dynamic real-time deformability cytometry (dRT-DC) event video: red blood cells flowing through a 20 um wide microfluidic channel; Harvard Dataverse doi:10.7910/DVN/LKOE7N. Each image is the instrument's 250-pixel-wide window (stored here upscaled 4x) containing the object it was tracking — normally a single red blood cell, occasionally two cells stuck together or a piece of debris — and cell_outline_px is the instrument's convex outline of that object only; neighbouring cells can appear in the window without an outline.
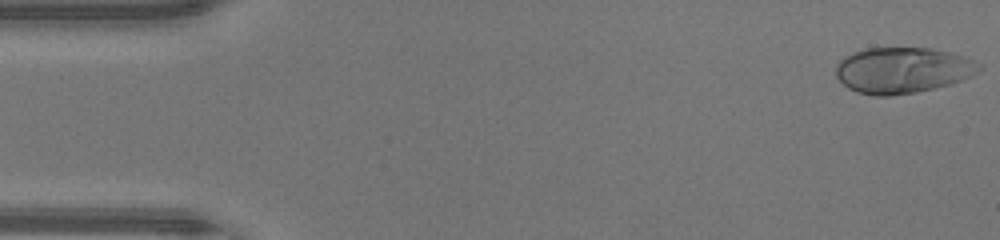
{"species": "human", "species_latin": "Homo sapiens", "temperature_condition": "warm", "stored_images_in_passage": 45, "camera_frame_rate_fps": 3000, "um_per_image_px": 0.085, "donor": {"sex": "male"}, "frame": {"image": 1, "passage_image": 1, "time_ms": 0.0, "image_size_px": [1000, 240], "cell_outline_px": [[984, 64], [972, 76], [948, 84], [916, 92], [888, 96], [876, 96], [856, 92], [848, 88], [836, 76], [836, 64], [840, 60], [856, 52], [868, 48], [932, 48], [952, 52]], "centroid_in_image_um": [76.73, 5.96], "position_along_channel_um": 8.3, "area_um2": 38.09}}
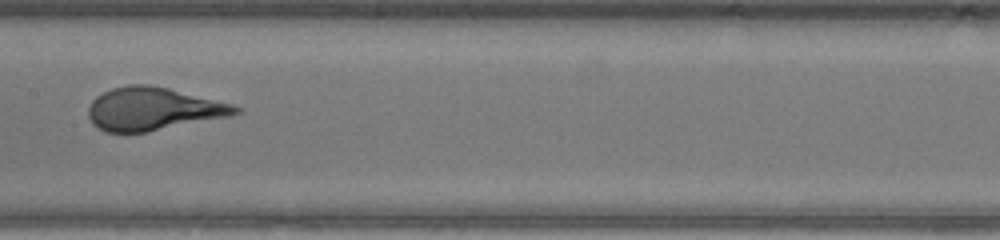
{"frame": {"image": 2, "passage_image": 23, "time_ms": 7.333, "image_size_px": [1000, 240], "cell_outline_px": [[244, 112], [232, 116], [148, 132], [104, 132], [92, 124], [88, 116], [88, 108], [92, 100], [96, 96], [112, 88], [128, 84], [148, 84], [168, 88], [232, 104], [240, 108]], "centroid_in_image_um": [13.01, 9.27], "position_along_channel_um": 194.4, "area_um2": 36.99}}
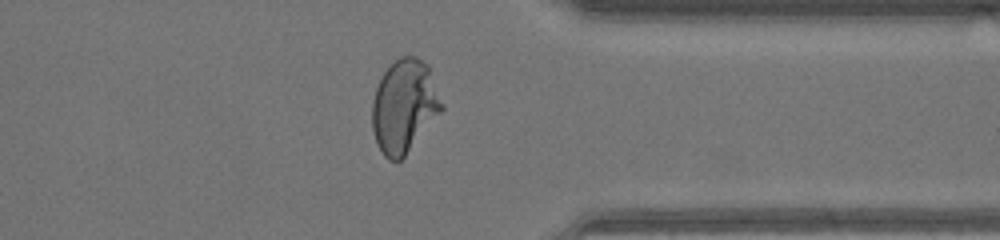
{"frame": {"image": 3, "passage_image": 36, "time_ms": 11.667, "image_size_px": [1000, 240], "cell_outline_px": [[444, 108], [404, 156], [400, 160], [388, 160], [384, 156], [376, 140], [372, 128], [372, 100], [376, 88], [384, 72], [400, 56], [416, 56], [428, 64], [444, 104]], "centroid_in_image_um": [34.37, 9.0], "position_along_channel_um": 377.0, "area_um2": 37.45}, "authors_computed_cell_mechanics": {"area_um2": 36.8186, "velocity_mm_per_s": 4.4051, "shape_relaxation_time_tau1_ms": 4.5775, "shape_relaxation_time_tau2_ms": null, "deformation_change_tau1": 0.283, "deformation_change_tau2": null}}